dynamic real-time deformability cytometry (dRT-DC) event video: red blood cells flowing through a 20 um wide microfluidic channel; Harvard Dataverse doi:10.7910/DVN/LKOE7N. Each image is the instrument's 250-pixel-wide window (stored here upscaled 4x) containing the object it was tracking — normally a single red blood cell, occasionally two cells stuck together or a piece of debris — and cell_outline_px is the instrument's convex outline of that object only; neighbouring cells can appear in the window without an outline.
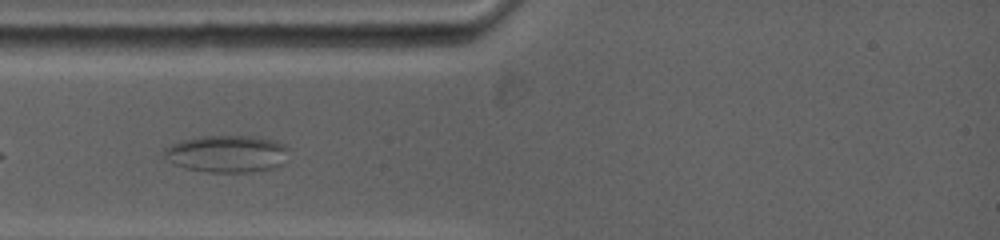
{"species": "common noctule bat (a hibernating species)", "species_latin": "Nyctalus noctula", "temperature_condition": "warm", "stored_images_in_passage": 33, "camera_frame_rate_fps": 5000, "um_per_image_px": 0.085, "animal": {"sex": "female", "body_mass_g": 19.0, "forearm_length_mm": 53.3}, "frame": {"image": 1, "passage_image": 4, "time_ms": 1.2, "image_size_px": [1000, 240], "cell_outline_px": [[288, 148], [280, 164], [272, 168], [248, 172], [208, 172], [184, 168], [168, 160], [164, 156], [164, 148], [172, 144], [184, 140], [200, 136], [252, 136], [276, 140], [284, 144]], "centroid_in_image_um": [19.26, 13.06], "position_along_channel_um": 65.7, "area_um2": 26.65}}
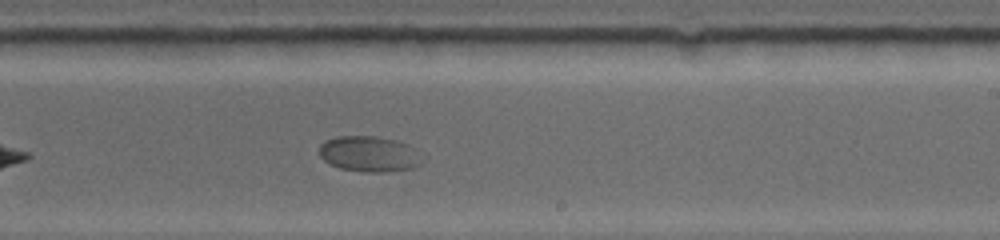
{"frame": {"image": 2, "passage_image": 19, "time_ms": 6.4, "image_size_px": [1000, 240], "cell_outline_px": [[428, 156], [420, 164], [412, 168], [384, 172], [364, 172], [340, 168], [328, 164], [320, 156], [320, 144], [324, 140], [336, 136], [376, 136], [396, 140], [408, 144], [416, 148]], "centroid_in_image_um": [31.45, 13.08], "position_along_channel_um": 257.5, "area_um2": 21.96}}
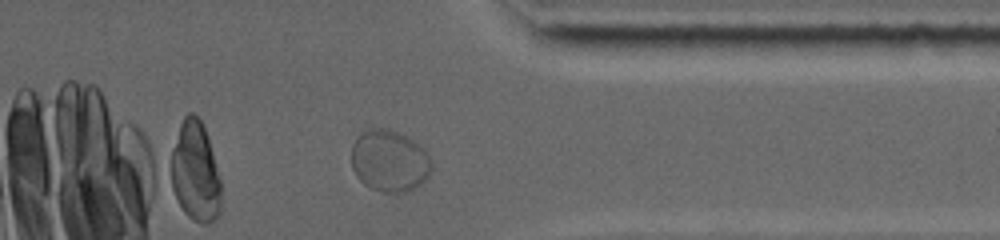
{"frame": {"image": 3, "passage_image": 29, "time_ms": 9.8, "image_size_px": [1000, 240], "cell_outline_px": [[432, 168], [428, 176], [416, 188], [408, 192], [384, 192], [372, 188], [364, 184], [356, 176], [352, 168], [352, 144], [356, 136], [368, 128], [388, 128], [420, 144], [424, 148], [432, 160]], "centroid_in_image_um": [33.1, 13.67], "position_along_channel_um": 378.3, "area_um2": 29.07}, "authors_computed_cell_mechanics": {"area_um2": 23.6402, "velocity_mm_per_s": 3.6947, "shape_relaxation_time_tau1_ms": 2.6032, "shape_relaxation_time_tau2_ms": null, "deformation_change_tau1": 0.0431, "deformation_change_tau2": null}}